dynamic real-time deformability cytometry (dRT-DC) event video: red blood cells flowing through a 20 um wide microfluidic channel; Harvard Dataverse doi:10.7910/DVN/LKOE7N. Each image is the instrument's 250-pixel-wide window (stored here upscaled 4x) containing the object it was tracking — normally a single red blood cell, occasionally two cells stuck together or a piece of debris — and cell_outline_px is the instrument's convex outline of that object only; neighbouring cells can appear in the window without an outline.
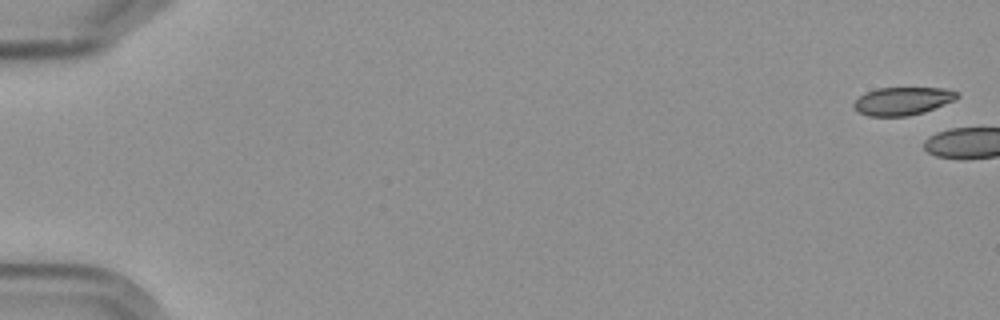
{"species": "Egyptian fruit bat (a non-hibernating species)", "species_latin": "Rousettus aegyptiacus", "temperature_condition": "cold", "stored_images_in_passage": 7, "camera_frame_rate_fps": 3000, "um_per_image_px": 0.085, "frame": {"image": 1, "passage_image": 1, "time_ms": 0.0, "image_size_px": [1000, 320], "cell_outline_px": [[960, 96], [956, 100], [924, 112], [908, 116], [868, 116], [856, 112], [852, 108], [852, 104], [864, 92], [876, 88], [944, 88], [960, 92]], "centroid_in_image_um": [76.71, 8.59], "position_along_channel_um": 8.3, "area_um2": 17.17}}
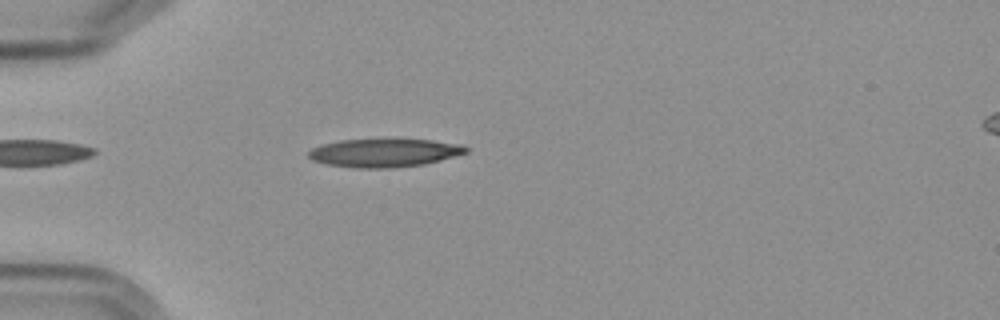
{"frame": {"image": 2, "passage_image": 6, "time_ms": 6.667, "image_size_px": [1000, 320], "cell_outline_px": [[468, 152], [440, 160], [424, 164], [388, 168], [356, 168], [328, 164], [312, 160], [308, 156], [308, 152], [312, 148], [320, 144], [340, 140], [380, 136], [396, 136], [432, 140], [464, 144], [468, 148]], "centroid_in_image_um": [32.68, 12.92], "position_along_channel_um": 52.3, "area_um2": 27.34}}